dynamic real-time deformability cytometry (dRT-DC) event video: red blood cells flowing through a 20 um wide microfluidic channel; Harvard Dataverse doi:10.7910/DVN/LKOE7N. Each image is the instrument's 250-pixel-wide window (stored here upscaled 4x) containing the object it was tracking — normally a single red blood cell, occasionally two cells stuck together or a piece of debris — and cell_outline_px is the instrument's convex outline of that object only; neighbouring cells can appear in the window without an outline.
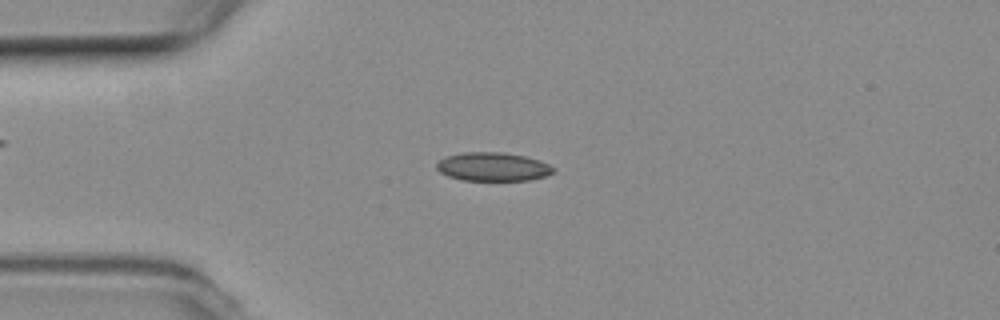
{"species": "common noctule bat (a hibernating species)", "species_latin": "Nyctalus noctula", "temperature_condition": "room temperature", "stored_images_in_passage": 38, "camera_frame_rate_fps": 3000, "um_per_image_px": 0.085, "animal": {"sex": "female", "body_mass_g": 19.3, "forearm_length_mm": 54.1}, "frame": {"image": 1, "passage_image": 13, "time_ms": 4.0, "image_size_px": [1000, 320], "cell_outline_px": [[556, 172], [544, 176], [528, 180], [464, 180], [448, 176], [440, 172], [436, 168], [436, 164], [444, 156], [464, 152], [504, 152], [524, 156], [540, 160], [556, 168]], "centroid_in_image_um": [41.9, 14.16], "position_along_channel_um": 43.1, "area_um2": 19.54}}
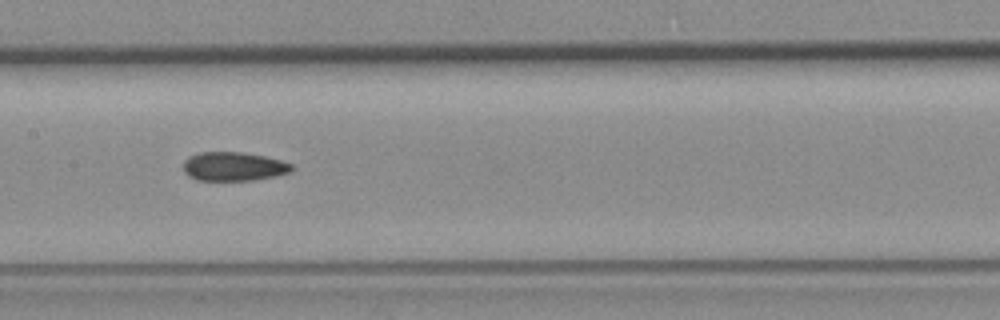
{"frame": {"image": 2, "passage_image": 26, "time_ms": 8.333, "image_size_px": [1000, 320], "cell_outline_px": [[292, 172], [276, 176], [252, 180], [196, 180], [188, 176], [184, 172], [184, 160], [188, 156], [200, 152], [240, 152], [264, 156], [280, 160], [292, 164]], "centroid_in_image_um": [19.84, 14.15], "position_along_channel_um": 187.6, "area_um2": 18.26}}
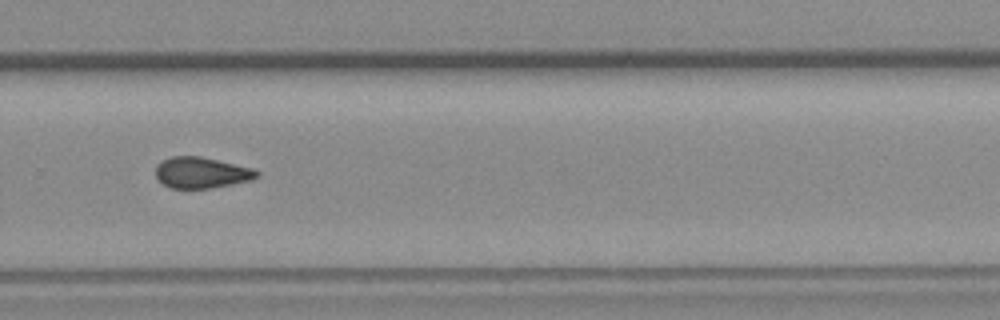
{"frame": {"image": 3, "passage_image": 36, "time_ms": 11.667, "image_size_px": [1000, 320], "cell_outline_px": [[260, 176], [252, 180], [212, 188], [172, 188], [164, 184], [156, 176], [156, 164], [172, 156], [200, 156], [252, 168], [260, 172]], "centroid_in_image_um": [17.15, 14.67], "position_along_channel_um": 312.7, "area_um2": 18.21}}